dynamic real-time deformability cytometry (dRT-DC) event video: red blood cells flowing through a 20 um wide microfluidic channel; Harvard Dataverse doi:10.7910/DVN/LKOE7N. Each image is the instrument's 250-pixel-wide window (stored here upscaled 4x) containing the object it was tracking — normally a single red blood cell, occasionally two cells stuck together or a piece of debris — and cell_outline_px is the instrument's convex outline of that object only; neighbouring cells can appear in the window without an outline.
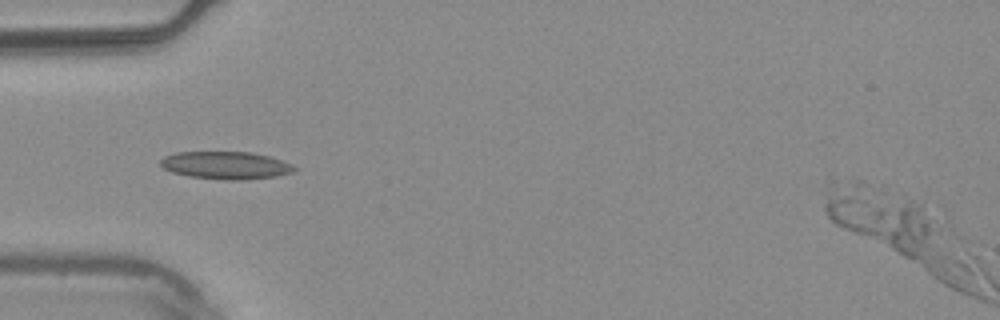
{"species": "common noctule bat (a hibernating species)", "species_latin": "Nyctalus noctula", "temperature_condition": "warm", "stored_images_in_passage": 53, "camera_frame_rate_fps": 3000, "um_per_image_px": 0.085, "animal": {"sex": "male", "body_mass_g": 20.4}, "frame": {"image": 1, "passage_image": 16, "time_ms": 5.0, "image_size_px": [1000, 320], "cell_outline_px": [[300, 168], [292, 172], [276, 176], [240, 180], [224, 180], [188, 176], [172, 172], [164, 168], [160, 164], [160, 160], [164, 156], [176, 152], [252, 152], [272, 156], [292, 164]], "centroid_in_image_um": [19.23, 14.04], "position_along_channel_um": 65.8, "area_um2": 21.73}}
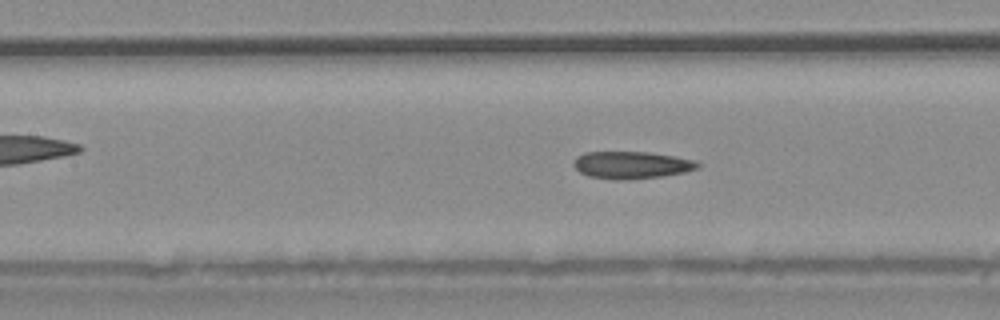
{"frame": {"image": 2, "passage_image": 23, "time_ms": 7.333, "image_size_px": [1000, 320], "cell_outline_px": [[700, 164], [696, 168], [684, 172], [660, 176], [620, 180], [612, 180], [588, 176], [580, 172], [572, 164], [576, 156], [584, 152], [648, 152], [696, 160]], "centroid_in_image_um": [53.62, 14.02], "position_along_channel_um": 153.8, "area_um2": 19.59}}
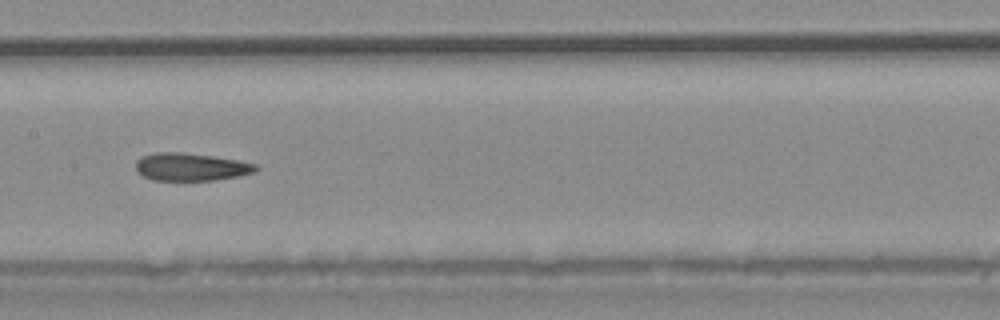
{"frame": {"image": 3, "passage_image": 26, "time_ms": 8.333, "image_size_px": [1000, 320], "cell_outline_px": [[260, 168], [256, 172], [240, 176], [216, 180], [152, 180], [144, 176], [136, 168], [136, 160], [140, 156], [156, 152], [184, 152], [212, 156], [236, 160], [256, 164]], "centroid_in_image_um": [16.25, 14.18], "position_along_channel_um": 191.2, "area_um2": 19.48}, "authors_computed_cell_mechanics": {"area_um2": 20.0566, "velocity_mm_per_s": 3.7515, "shape_relaxation_time_tau1_ms": null, "shape_relaxation_time_tau2_ms": 5.1069, "deformation_change_tau1": null, "deformation_change_tau2": 0.1467}}